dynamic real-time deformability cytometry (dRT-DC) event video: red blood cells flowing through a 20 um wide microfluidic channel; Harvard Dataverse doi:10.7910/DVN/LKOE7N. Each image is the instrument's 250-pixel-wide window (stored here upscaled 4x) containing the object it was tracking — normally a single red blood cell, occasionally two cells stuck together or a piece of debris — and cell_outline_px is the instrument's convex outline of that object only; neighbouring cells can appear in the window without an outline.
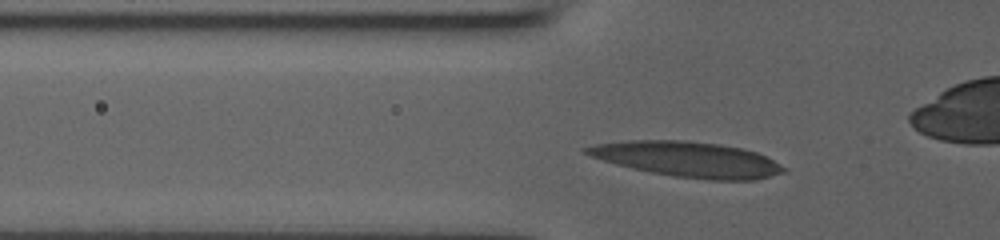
{"species": "human", "species_latin": "Homo sapiens", "temperature_condition": "room temperature", "stored_images_in_passage": 33, "camera_frame_rate_fps": 3000, "um_per_image_px": 0.085, "donor": {"sex": "male"}, "frame": {"image": 1, "passage_image": 7, "time_ms": 2.0, "image_size_px": [1000, 240], "cell_outline_px": [[788, 172], [756, 180], [708, 180], [676, 176], [652, 172], [632, 168], [616, 164], [592, 156], [584, 152], [580, 148], [596, 144], [628, 140], [688, 140], [720, 144], [740, 148], [756, 152], [788, 168]], "centroid_in_image_um": [58.49, 13.54], "position_along_channel_um": 67.3, "area_um2": 40.52}}
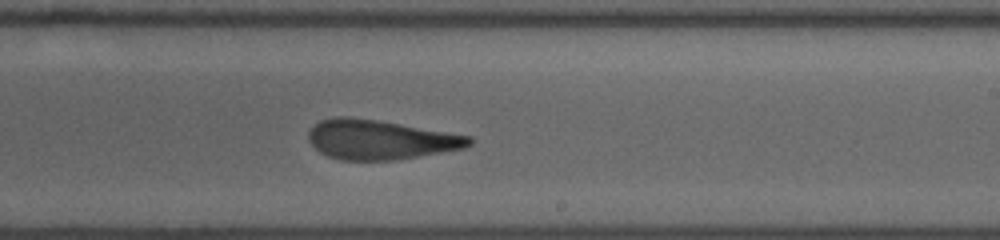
{"frame": {"image": 2, "passage_image": 21, "time_ms": 6.667, "image_size_px": [1000, 240], "cell_outline_px": [[472, 144], [464, 148], [392, 160], [340, 160], [328, 156], [320, 152], [308, 140], [308, 132], [320, 120], [336, 116], [348, 116], [376, 120], [472, 136]], "centroid_in_image_um": [32.28, 11.86], "position_along_channel_um": 256.7, "area_um2": 36.65}}
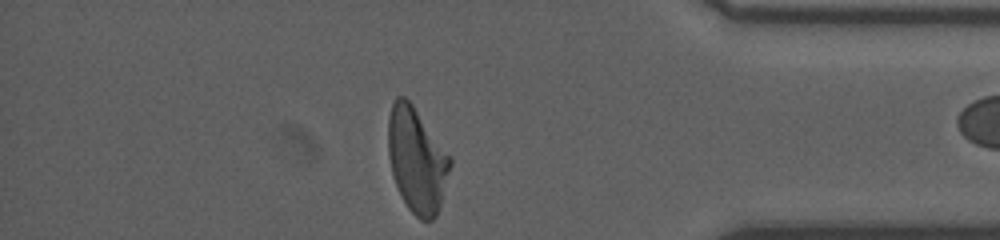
{"frame": {"image": 3, "passage_image": 33, "time_ms": 10.667, "image_size_px": [1000, 240], "cell_outline_px": [[452, 164], [440, 204], [436, 216], [432, 220], [420, 220], [408, 208], [396, 184], [392, 172], [388, 156], [388, 116], [392, 104], [396, 96], [404, 96], [412, 104], [452, 156]], "centroid_in_image_um": [35.44, 13.57], "position_along_channel_um": 399.8, "area_um2": 37.86}}